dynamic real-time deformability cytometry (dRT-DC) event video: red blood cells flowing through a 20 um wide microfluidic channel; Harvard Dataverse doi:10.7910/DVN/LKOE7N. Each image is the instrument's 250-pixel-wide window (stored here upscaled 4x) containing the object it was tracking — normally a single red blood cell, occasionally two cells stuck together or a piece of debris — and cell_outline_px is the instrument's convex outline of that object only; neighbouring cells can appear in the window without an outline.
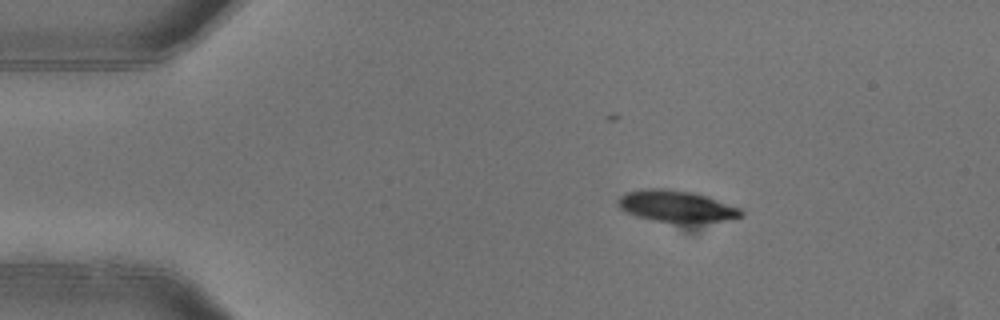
{"species": "common noctule bat (a hibernating species)", "species_latin": "Nyctalus noctula", "temperature_condition": "warm", "stored_images_in_passage": 5, "camera_frame_rate_fps": 3000, "um_per_image_px": 0.085, "animal": {"sex": "female"}, "frame": {"image": 1, "passage_image": 1, "time_ms": 0.0, "image_size_px": [1000, 320], "cell_outline_px": [[744, 216], [724, 220], [684, 224], [676, 224], [652, 220], [636, 216], [620, 208], [616, 204], [616, 200], [620, 196], [628, 192], [644, 188], [664, 188], [696, 192], [708, 196], [740, 208], [744, 212]], "centroid_in_image_um": [57.5, 17.54], "position_along_channel_um": 27.5, "area_um2": 23.18}}
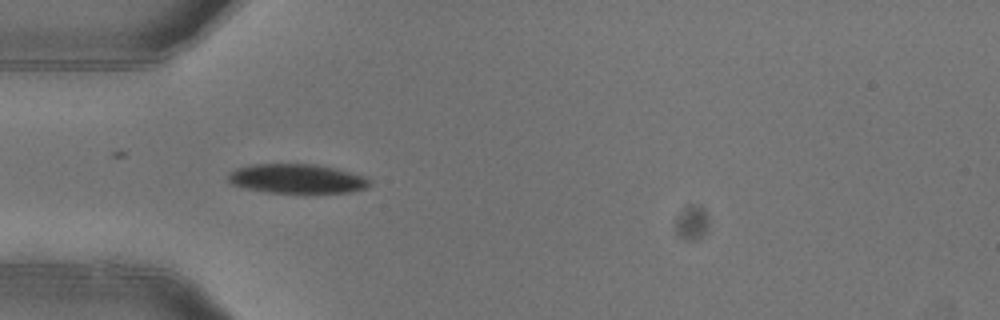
{"frame": {"image": 2, "passage_image": 3, "time_ms": 0.667, "image_size_px": [1000, 320], "cell_outline_px": [[372, 184], [364, 188], [348, 192], [304, 196], [268, 192], [244, 188], [232, 184], [228, 180], [228, 172], [236, 168], [252, 164], [316, 164], [336, 168], [368, 176], [372, 180]], "centroid_in_image_um": [25.3, 15.23], "position_along_channel_um": 59.7, "area_um2": 25.43}}